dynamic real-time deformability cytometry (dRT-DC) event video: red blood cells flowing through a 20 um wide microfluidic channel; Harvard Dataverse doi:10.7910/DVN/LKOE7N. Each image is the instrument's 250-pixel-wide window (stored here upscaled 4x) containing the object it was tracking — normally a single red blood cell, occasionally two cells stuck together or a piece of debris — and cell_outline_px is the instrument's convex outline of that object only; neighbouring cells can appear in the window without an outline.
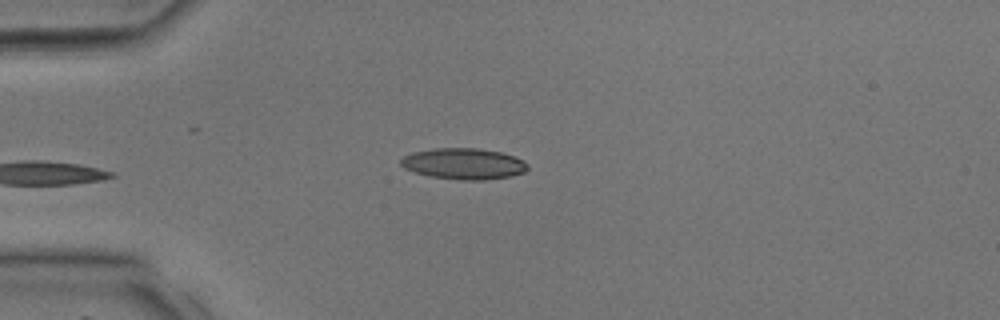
{"species": "common noctule bat (a hibernating species)", "species_latin": "Nyctalus noctula", "temperature_condition": "room temperature", "stored_images_in_passage": 27, "camera_frame_rate_fps": 3000, "um_per_image_px": 0.085, "animal": {"sex": "male", "body_mass_g": 17.9, "forearm_length_mm": 54.2}, "frame": {"image": 1, "passage_image": 1, "time_ms": 0.0, "image_size_px": [1000, 320], "cell_outline_px": [[528, 168], [524, 172], [512, 176], [484, 180], [460, 180], [428, 176], [404, 168], [400, 164], [400, 160], [404, 156], [412, 152], [432, 148], [480, 148], [500, 152], [524, 160], [528, 164]], "centroid_in_image_um": [39.41, 13.92], "position_along_channel_um": 45.6, "area_um2": 23.12}}
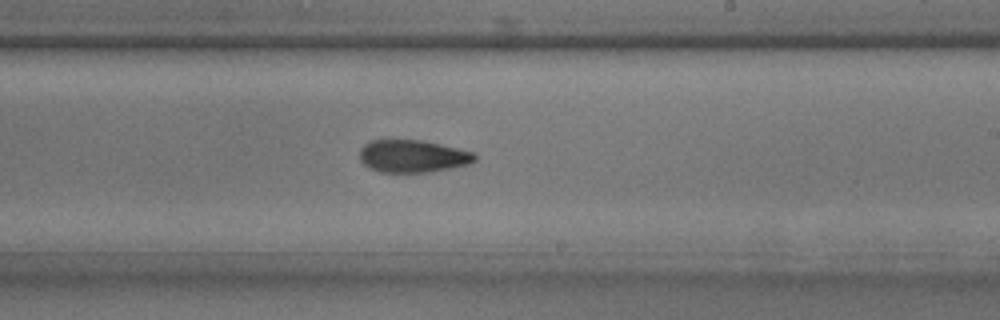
{"frame": {"image": 2, "passage_image": 14, "time_ms": 4.333, "image_size_px": [1000, 320], "cell_outline_px": [[476, 160], [468, 164], [448, 168], [424, 172], [380, 172], [368, 168], [360, 160], [360, 148], [364, 144], [372, 140], [420, 140], [440, 144], [476, 152]], "centroid_in_image_um": [35.06, 13.27], "position_along_channel_um": 253.9, "area_um2": 21.73}}
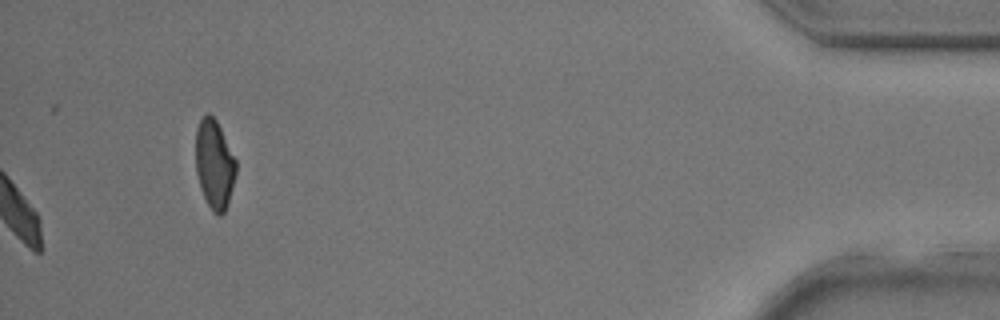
{"frame": {"image": 3, "passage_image": 27, "time_ms": 8.667, "image_size_px": [1000, 320], "cell_outline_px": [[236, 172], [228, 200], [224, 212], [220, 216], [212, 212], [200, 188], [196, 172], [196, 128], [200, 120], [208, 112], [216, 120], [236, 160]], "centroid_in_image_um": [18.21, 13.96], "position_along_channel_um": 417.0, "area_um2": 20.58}}